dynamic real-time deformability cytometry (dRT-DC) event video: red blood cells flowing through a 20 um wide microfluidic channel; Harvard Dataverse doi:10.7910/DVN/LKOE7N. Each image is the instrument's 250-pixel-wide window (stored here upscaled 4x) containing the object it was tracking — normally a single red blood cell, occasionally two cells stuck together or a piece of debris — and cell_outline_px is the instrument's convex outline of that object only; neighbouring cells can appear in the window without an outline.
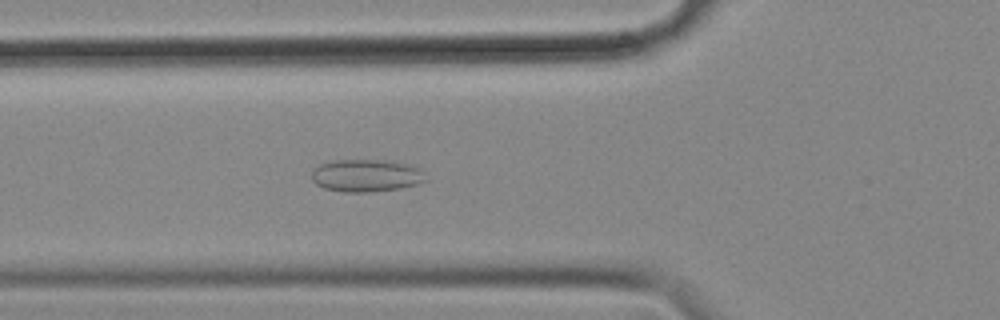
{"species": "common noctule bat (a hibernating species)", "species_latin": "Nyctalus noctula", "temperature_condition": "cold", "stored_images_in_passage": 43, "camera_frame_rate_fps": 3000, "um_per_image_px": 0.085, "animal": {"sex": "female", "body_mass_g": 18.4}, "frame": {"image": 1, "passage_image": 20, "time_ms": 6.333, "image_size_px": [1000, 320], "cell_outline_px": [[428, 180], [420, 184], [400, 188], [372, 192], [344, 192], [324, 188], [316, 184], [312, 180], [312, 172], [320, 164], [328, 160], [392, 160], [412, 164], [420, 168]], "centroid_in_image_um": [31.18, 14.91], "position_along_channel_um": 94.6, "area_um2": 22.02}}
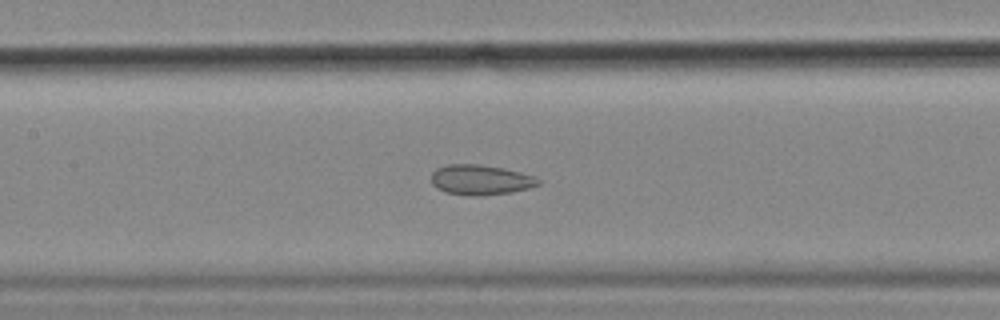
{"frame": {"image": 2, "passage_image": 26, "time_ms": 8.333, "image_size_px": [1000, 320], "cell_outline_px": [[540, 184], [528, 188], [512, 192], [480, 196], [468, 196], [444, 192], [436, 188], [432, 184], [432, 172], [436, 168], [448, 164], [480, 164], [504, 168], [520, 172], [532, 176], [540, 180]], "centroid_in_image_um": [40.81, 15.29], "position_along_channel_um": 166.6, "area_um2": 18.9}}
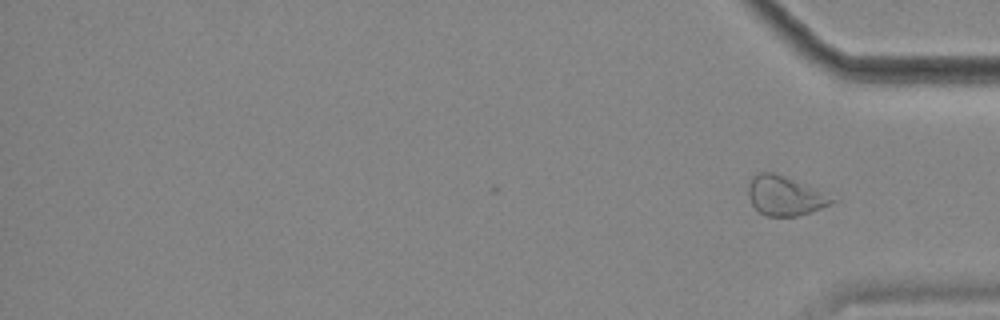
{"frame": {"image": 3, "passage_image": 43, "time_ms": 14.0, "image_size_px": [1000, 320], "cell_outline_px": [[840, 196], [836, 200], [820, 208], [796, 216], [764, 216], [752, 204], [748, 196], [748, 184], [752, 176], [760, 172], [772, 172], [784, 176]], "centroid_in_image_um": [66.77, 16.62], "position_along_channel_um": 368.4, "area_um2": 19.48}, "authors_computed_cell_mechanics": {"area_um2": 19.4786, "velocity_mm_per_s": 3.5816, "shape_relaxation_time_tau1_ms": null, "shape_relaxation_time_tau2_ms": 2.1684, "deformation_change_tau1": null, "deformation_change_tau2": 0.0816}}